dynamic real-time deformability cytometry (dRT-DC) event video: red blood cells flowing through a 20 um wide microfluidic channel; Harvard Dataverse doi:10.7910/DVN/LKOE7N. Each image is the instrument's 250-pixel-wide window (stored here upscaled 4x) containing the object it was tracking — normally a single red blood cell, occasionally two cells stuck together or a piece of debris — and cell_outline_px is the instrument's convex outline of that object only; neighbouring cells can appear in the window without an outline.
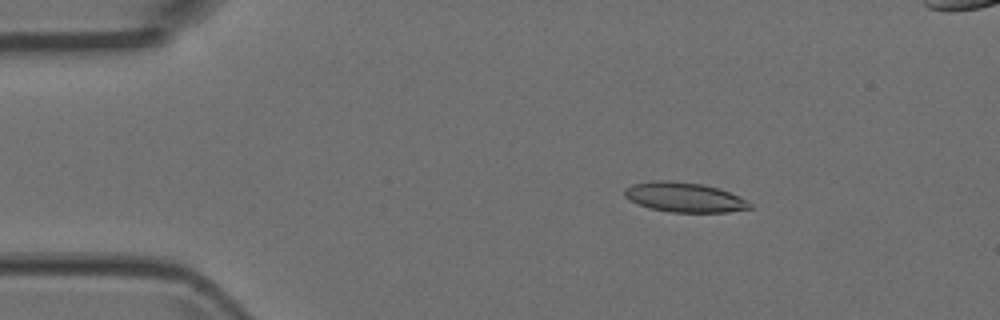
{"species": "Egyptian fruit bat (a non-hibernating species)", "species_latin": "Rousettus aegyptiacus", "temperature_condition": "room temperature", "stored_images_in_passage": 6, "segment_of_instrument_passage": [1, 2], "camera_frame_rate_fps": 3000, "um_per_image_px": 0.085, "animal": {"sex": "female"}, "frame": {"image": 1, "passage_image": 3, "time_ms": 0.667, "image_size_px": [1000, 320], "cell_outline_px": [[752, 208], [728, 212], [672, 212], [648, 208], [624, 196], [624, 188], [632, 184], [652, 180], [668, 180], [704, 184], [728, 192], [752, 204]], "centroid_in_image_um": [58.13, 16.76], "position_along_channel_um": 26.9, "area_um2": 21.5}}